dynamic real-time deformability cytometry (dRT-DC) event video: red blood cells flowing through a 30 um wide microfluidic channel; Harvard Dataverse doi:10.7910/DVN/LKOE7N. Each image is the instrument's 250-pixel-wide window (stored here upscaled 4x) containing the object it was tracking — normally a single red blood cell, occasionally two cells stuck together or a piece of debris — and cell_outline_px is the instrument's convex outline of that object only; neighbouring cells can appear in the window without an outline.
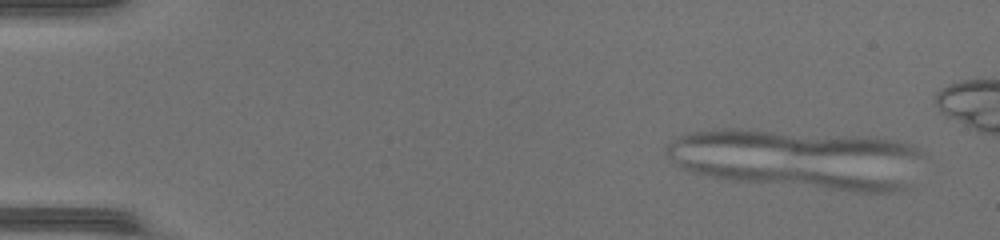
{"species": "common noctule bat (a hibernating species)", "species_latin": "Nyctalus noctula", "temperature_condition": "warm", "stored_images_in_passage": 5, "camera_frame_rate_fps": 3000, "um_per_image_px": 0.085, "animal": {"sex": "female", "body_mass_g": 17.0, "forearm_length_mm": 48.0}, "frame": {"image": 1, "passage_image": 4, "time_ms": 1.0, "image_size_px": [1000, 240], "cell_outline_px": [[892, 188], [880, 192], [872, 192], [736, 180], [700, 172], [684, 168], [680, 164], [684, 160], [812, 172], [892, 184]], "centroid_in_image_um": [66.73, 15.03], "position_along_channel_um": 18.3, "area_um2": 19.48}}